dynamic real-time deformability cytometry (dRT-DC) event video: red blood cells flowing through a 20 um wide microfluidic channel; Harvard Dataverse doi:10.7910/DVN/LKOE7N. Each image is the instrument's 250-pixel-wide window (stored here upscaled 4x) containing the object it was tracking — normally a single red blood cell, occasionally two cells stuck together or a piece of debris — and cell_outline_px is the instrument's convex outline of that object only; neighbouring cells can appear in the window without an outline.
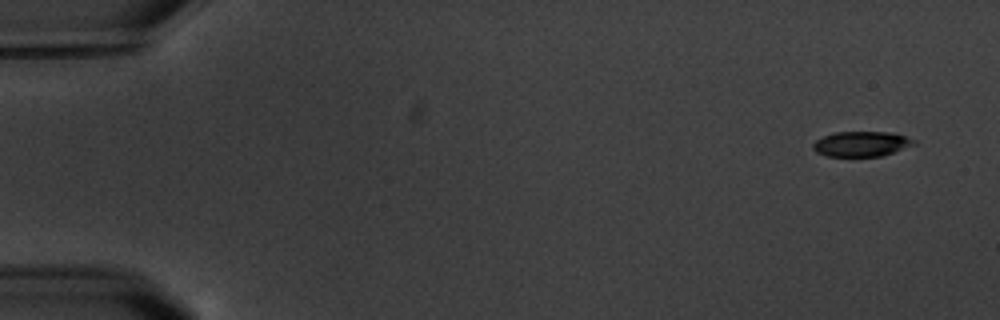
{"species": "common noctule bat (a hibernating species)", "species_latin": "Nyctalus noctula", "temperature_condition": "warm", "stored_images_in_passage": 5, "camera_frame_rate_fps": 3000, "um_per_image_px": 0.085, "animal": {"sex": "male", "body_mass_g": 20.1, "forearm_length_mm": 53.5}, "frame": {"image": 1, "passage_image": 5, "time_ms": 5.667, "image_size_px": [1000, 320], "cell_outline_px": [[916, 144], [880, 156], [828, 156], [816, 152], [812, 148], [812, 144], [816, 140], [824, 136], [836, 132], [892, 132], [916, 140]], "centroid_in_image_um": [73.2, 12.23], "position_along_channel_um": 11.8, "area_um2": 14.62}}